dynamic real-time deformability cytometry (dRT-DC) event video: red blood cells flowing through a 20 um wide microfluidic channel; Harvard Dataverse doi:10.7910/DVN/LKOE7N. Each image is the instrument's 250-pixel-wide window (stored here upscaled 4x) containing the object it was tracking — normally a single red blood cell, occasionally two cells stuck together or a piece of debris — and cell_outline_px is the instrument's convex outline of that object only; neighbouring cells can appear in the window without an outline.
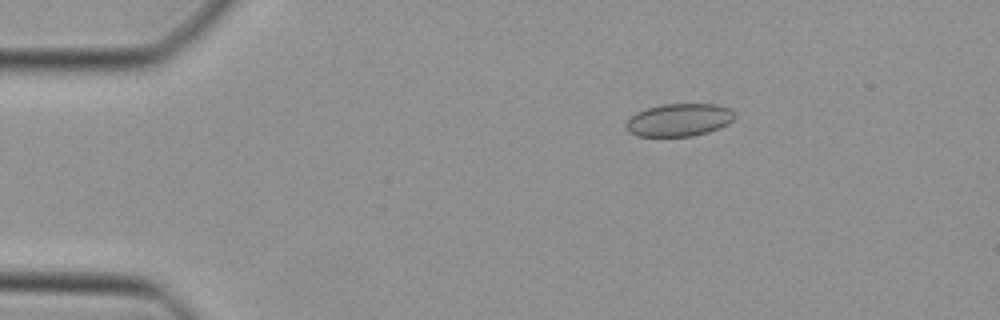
{"species": "Egyptian fruit bat (a non-hibernating species)", "species_latin": "Rousettus aegyptiacus", "temperature_condition": "cold", "stored_images_in_passage": 16, "camera_frame_rate_fps": 3000, "um_per_image_px": 0.085, "animal": {"sex": "female"}, "frame": {"image": 1, "passage_image": 3, "time_ms": 0.667, "image_size_px": [1000, 320], "cell_outline_px": [[736, 116], [728, 124], [720, 128], [708, 132], [692, 136], [636, 136], [628, 132], [628, 120], [636, 112], [660, 104], [716, 104], [728, 108], [736, 112]], "centroid_in_image_um": [57.76, 10.19], "position_along_channel_um": 27.2, "area_um2": 20.69}}
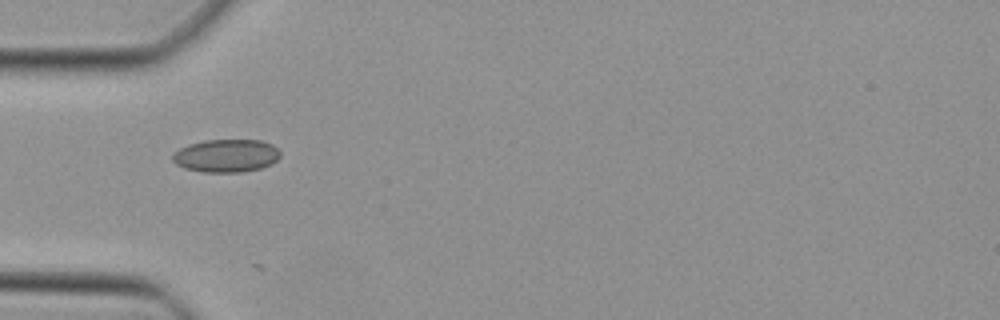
{"frame": {"image": 2, "passage_image": 10, "time_ms": 3.0, "image_size_px": [1000, 320], "cell_outline_px": [[280, 156], [272, 164], [260, 168], [244, 172], [204, 172], [184, 168], [176, 164], [172, 160], [172, 152], [188, 144], [204, 140], [260, 140], [272, 144], [280, 152]], "centroid_in_image_um": [19.21, 13.23], "position_along_channel_um": 65.8, "area_um2": 20.81}}
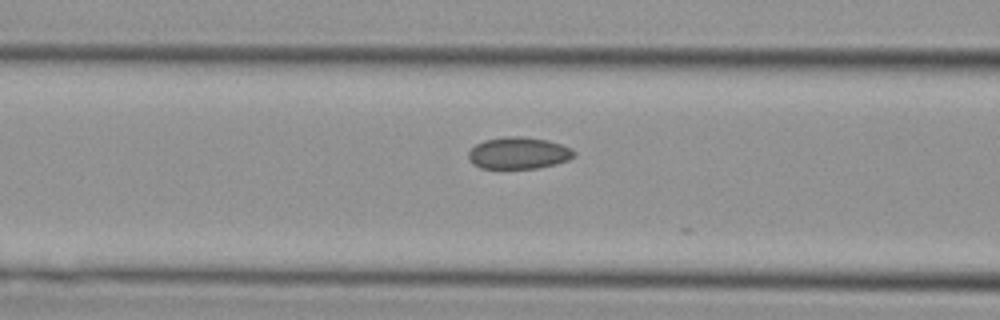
{"frame": {"image": 3, "passage_image": 14, "time_ms": 4.333, "image_size_px": [1000, 320], "cell_outline_px": [[576, 152], [568, 160], [556, 164], [536, 168], [480, 168], [468, 160], [468, 152], [476, 144], [484, 140], [504, 136], [524, 136], [548, 140], [572, 148]], "centroid_in_image_um": [44.06, 13.0], "position_along_channel_um": 122.5, "area_um2": 19.65}}